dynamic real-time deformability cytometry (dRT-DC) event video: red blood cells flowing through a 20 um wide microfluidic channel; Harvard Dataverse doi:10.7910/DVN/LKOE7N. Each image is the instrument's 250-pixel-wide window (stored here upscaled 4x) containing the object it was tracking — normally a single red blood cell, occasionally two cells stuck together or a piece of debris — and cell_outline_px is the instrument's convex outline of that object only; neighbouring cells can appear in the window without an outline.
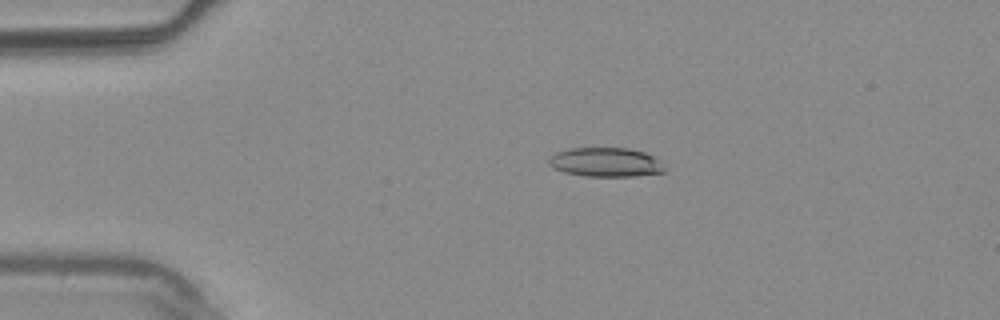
{"species": "common noctule bat (a hibernating species)", "species_latin": "Nyctalus noctula", "temperature_condition": "warm", "stored_images_in_passage": 9, "camera_frame_rate_fps": 3000, "um_per_image_px": 0.085, "animal": {"sex": "male", "body_mass_g": 20.4}, "frame": {"image": 1, "passage_image": 4, "time_ms": 1.0, "image_size_px": [1000, 320], "cell_outline_px": [[664, 172], [636, 176], [584, 176], [564, 172], [552, 168], [548, 164], [548, 160], [556, 152], [568, 148], [628, 148], [644, 152], [660, 160], [664, 168]], "centroid_in_image_um": [51.46, 13.79], "position_along_channel_um": 33.5, "area_um2": 19.71}}
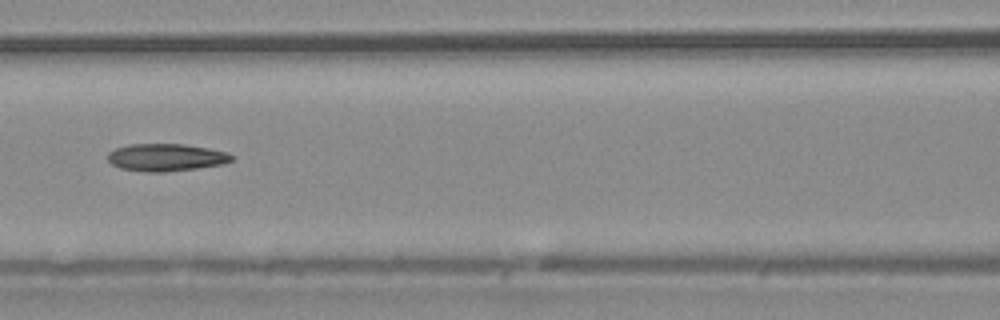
{"frame": {"image": 2, "passage_image": 7, "time_ms": 2.0, "image_size_px": [1000, 320], "cell_outline_px": [[232, 160], [224, 164], [196, 168], [164, 172], [148, 172], [120, 168], [112, 164], [108, 160], [108, 152], [116, 148], [128, 144], [184, 144], [208, 148], [224, 152], [232, 156]], "centroid_in_image_um": [14.08, 13.38], "position_along_channel_um": 152.5, "area_um2": 19.65}}
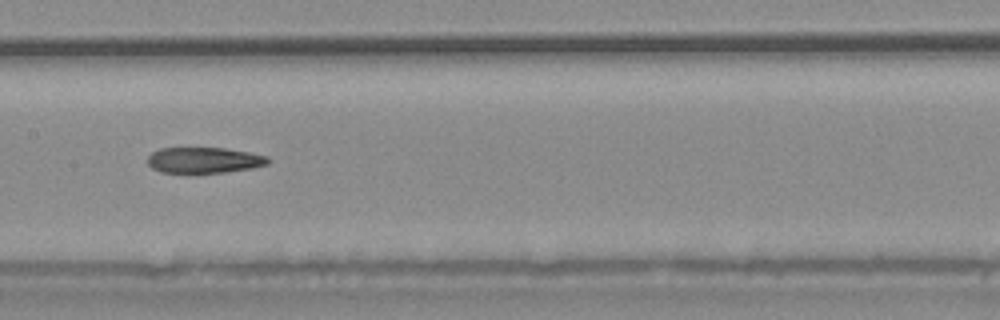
{"frame": {"image": 3, "passage_image": 8, "time_ms": 2.333, "image_size_px": [1000, 320], "cell_outline_px": [[268, 164], [252, 168], [224, 172], [160, 172], [152, 168], [148, 164], [148, 156], [152, 152], [160, 148], [224, 148], [248, 152], [268, 156]], "centroid_in_image_um": [17.33, 13.6], "position_along_channel_um": 190.1, "area_um2": 17.92}}